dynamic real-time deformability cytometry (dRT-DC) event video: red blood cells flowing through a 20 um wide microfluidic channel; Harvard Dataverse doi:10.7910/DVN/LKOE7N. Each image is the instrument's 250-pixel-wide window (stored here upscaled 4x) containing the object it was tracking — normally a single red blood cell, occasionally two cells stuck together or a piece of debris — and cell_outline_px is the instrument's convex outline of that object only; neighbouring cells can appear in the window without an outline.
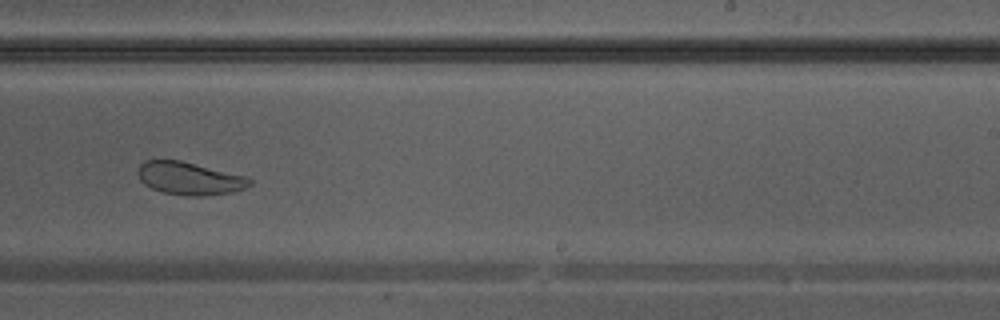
{"species": "Egyptian fruit bat (a non-hibernating species)", "species_latin": "Rousettus aegyptiacus", "temperature_condition": "warm", "stored_images_in_passage": 36, "camera_frame_rate_fps": 3000, "um_per_image_px": 0.085, "animal": {"sex": "male"}, "frame": {"image": 1, "passage_image": 21, "time_ms": 6.667, "image_size_px": [1000, 320], "cell_outline_px": [[252, 184], [244, 188], [232, 192], [200, 196], [184, 196], [164, 192], [152, 188], [144, 184], [140, 180], [136, 172], [140, 164], [144, 160], [180, 160], [244, 176], [252, 180]], "centroid_in_image_um": [16.06, 15.16], "position_along_channel_um": 272.9, "area_um2": 21.21}}